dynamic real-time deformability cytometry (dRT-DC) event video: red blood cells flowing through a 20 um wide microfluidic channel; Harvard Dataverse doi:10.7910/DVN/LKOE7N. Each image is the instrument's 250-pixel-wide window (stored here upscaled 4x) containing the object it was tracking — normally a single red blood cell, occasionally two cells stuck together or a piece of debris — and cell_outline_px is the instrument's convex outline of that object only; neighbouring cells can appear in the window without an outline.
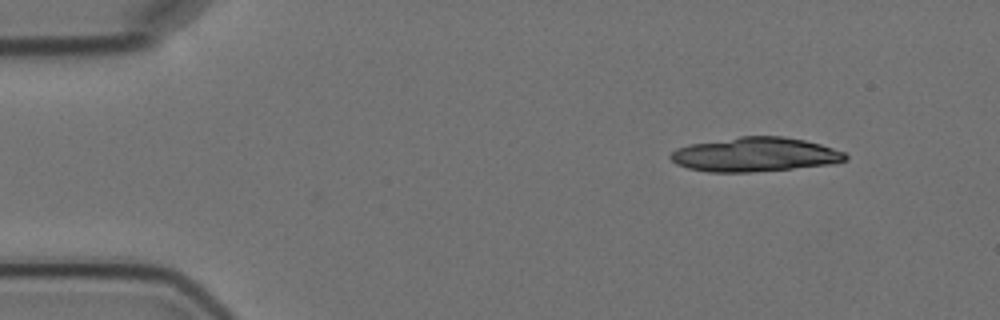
{"species": "Egyptian fruit bat (a non-hibernating species)", "species_latin": "Rousettus aegyptiacus", "temperature_condition": "cold", "stored_images_in_passage": 5, "camera_frame_rate_fps": 3000, "um_per_image_px": 0.085, "animal": {"sex": "female"}, "frame": {"image": 1, "passage_image": 1, "time_ms": 0.0, "image_size_px": [1000, 320], "cell_outline_px": [[848, 160], [832, 164], [752, 172], [708, 172], [688, 168], [676, 164], [668, 156], [676, 148], [688, 144], [740, 136], [784, 136], [804, 140], [820, 144], [844, 152], [848, 156]], "centroid_in_image_um": [64.15, 13.13], "position_along_channel_um": 20.8, "area_um2": 34.97}}